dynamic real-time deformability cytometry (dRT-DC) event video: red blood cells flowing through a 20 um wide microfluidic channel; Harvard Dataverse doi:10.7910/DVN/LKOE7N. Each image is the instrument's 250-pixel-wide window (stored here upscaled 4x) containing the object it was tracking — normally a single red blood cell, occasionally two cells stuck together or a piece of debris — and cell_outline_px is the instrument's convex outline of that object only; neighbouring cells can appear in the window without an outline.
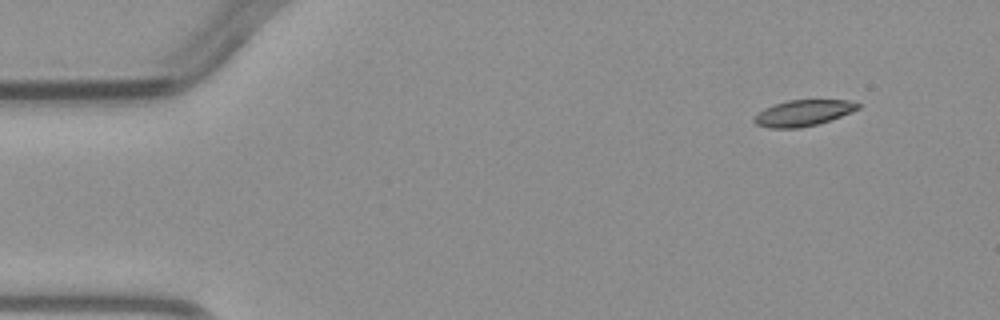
{"species": "common noctule bat (a hibernating species)", "species_latin": "Nyctalus noctula", "temperature_condition": "warm", "stored_images_in_passage": 5, "camera_frame_rate_fps": 3000, "um_per_image_px": 0.085, "animal": {"sex": "male", "body_mass_g": 23.1, "forearm_length_mm": 52.7}, "frame": {"image": 1, "passage_image": 1, "time_ms": 0.0, "image_size_px": [1000, 320], "cell_outline_px": [[860, 108], [840, 116], [816, 124], [800, 128], [768, 128], [756, 124], [752, 120], [756, 112], [764, 108], [788, 100], [848, 100], [860, 104]], "centroid_in_image_um": [68.21, 9.6], "position_along_channel_um": 16.8, "area_um2": 15.66}}
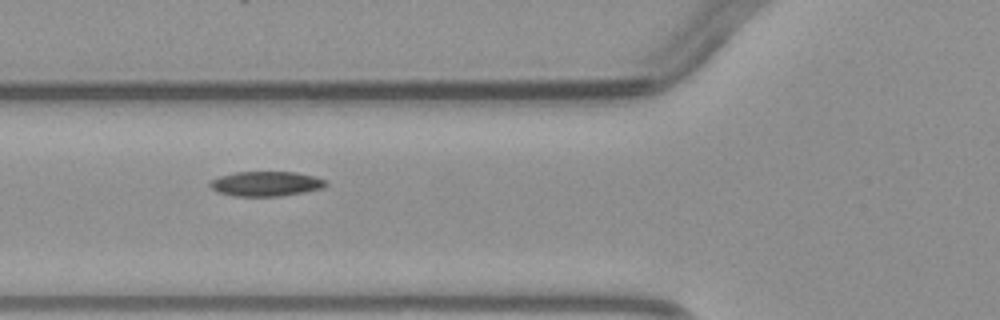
{"frame": {"image": 2, "passage_image": 4, "time_ms": 4.333, "image_size_px": [1000, 320], "cell_outline_px": [[328, 184], [320, 188], [304, 192], [280, 196], [232, 196], [216, 192], [208, 184], [212, 180], [220, 176], [236, 172], [296, 172], [312, 176], [324, 180]], "centroid_in_image_um": [22.56, 15.62], "position_along_channel_um": 103.2, "area_um2": 16.59}}
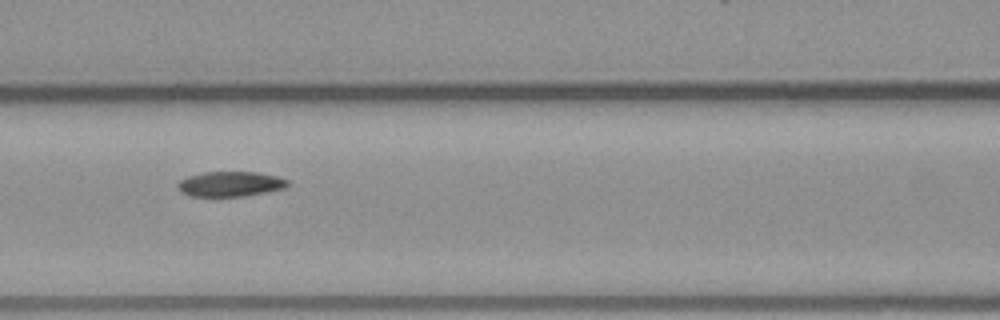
{"frame": {"image": 3, "passage_image": 5, "time_ms": 5.333, "image_size_px": [1000, 320], "cell_outline_px": [[288, 188], [268, 192], [244, 196], [216, 200], [188, 196], [180, 192], [176, 184], [180, 180], [188, 176], [204, 172], [260, 172], [276, 176], [288, 180]], "centroid_in_image_um": [19.52, 15.69], "position_along_channel_um": 147.1, "area_um2": 17.05}}